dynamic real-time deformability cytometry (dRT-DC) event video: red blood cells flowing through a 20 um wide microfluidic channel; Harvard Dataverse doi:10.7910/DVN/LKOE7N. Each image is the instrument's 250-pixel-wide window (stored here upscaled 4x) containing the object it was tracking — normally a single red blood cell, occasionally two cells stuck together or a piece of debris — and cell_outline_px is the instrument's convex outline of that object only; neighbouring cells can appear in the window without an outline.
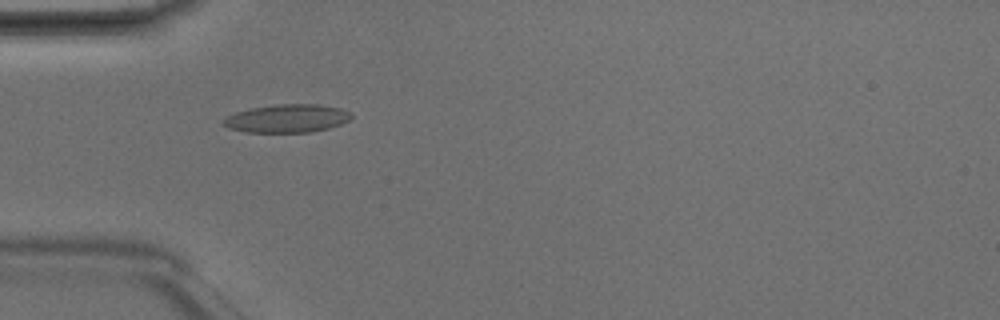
{"species": "Egyptian fruit bat (a non-hibernating species)", "species_latin": "Rousettus aegyptiacus", "temperature_condition": "room temperature", "stored_images_in_passage": 12, "camera_frame_rate_fps": 3000, "um_per_image_px": 0.085, "animal": {"sex": "male"}, "frame": {"image": 1, "passage_image": 4, "time_ms": 1.0, "image_size_px": [1000, 320], "cell_outline_px": [[352, 116], [348, 120], [340, 124], [328, 128], [312, 132], [244, 132], [228, 128], [220, 120], [236, 112], [252, 108], [276, 104], [316, 104], [340, 108], [352, 112]], "centroid_in_image_um": [24.39, 10.07], "position_along_channel_um": 60.6, "area_um2": 20.98}}
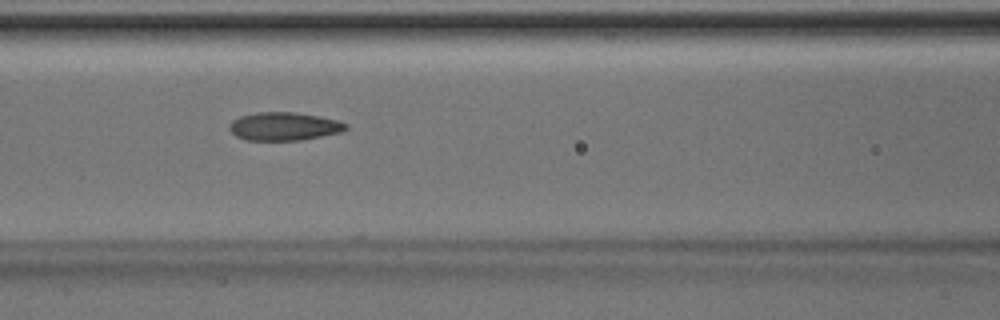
{"frame": {"image": 2, "passage_image": 10, "time_ms": 3.0, "image_size_px": [1000, 320], "cell_outline_px": [[348, 128], [340, 132], [300, 140], [244, 140], [236, 136], [228, 128], [228, 124], [232, 120], [240, 116], [256, 112], [292, 112], [320, 116], [336, 120], [348, 124]], "centroid_in_image_um": [24.1, 10.73], "position_along_channel_um": 142.5, "area_um2": 19.13}}